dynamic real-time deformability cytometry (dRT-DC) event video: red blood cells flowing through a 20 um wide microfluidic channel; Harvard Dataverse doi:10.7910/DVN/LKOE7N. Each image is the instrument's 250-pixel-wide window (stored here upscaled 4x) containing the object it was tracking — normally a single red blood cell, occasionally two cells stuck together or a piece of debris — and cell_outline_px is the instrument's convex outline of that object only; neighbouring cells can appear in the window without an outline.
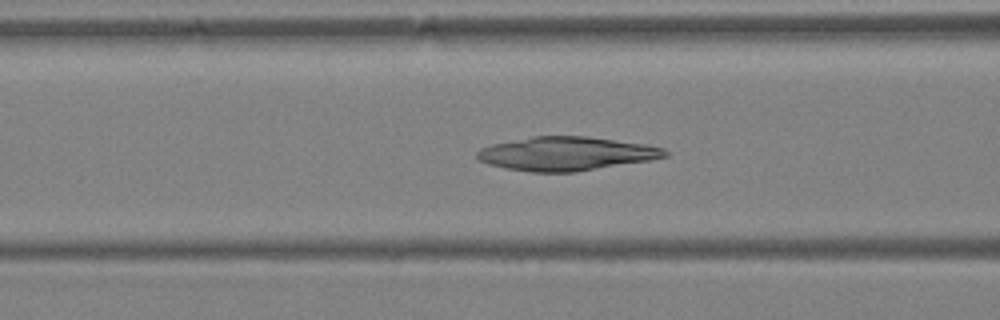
{"species": "Egyptian fruit bat (a non-hibernating species)", "species_latin": "Rousettus aegyptiacus", "temperature_condition": "warm", "stored_images_in_passage": 36, "camera_frame_rate_fps": 3000, "um_per_image_px": 0.085, "animal": {"sex": "female"}, "frame": {"image": 1, "passage_image": 11, "time_ms": 3.333, "image_size_px": [1000, 320], "cell_outline_px": [[668, 156], [652, 160], [576, 172], [532, 172], [504, 168], [488, 164], [480, 160], [476, 156], [476, 152], [480, 148], [492, 144], [532, 136], [588, 136], [644, 144], [664, 148], [668, 152]], "centroid_in_image_um": [48.14, 13.06], "position_along_channel_um": 118.5, "area_um2": 37.05}}
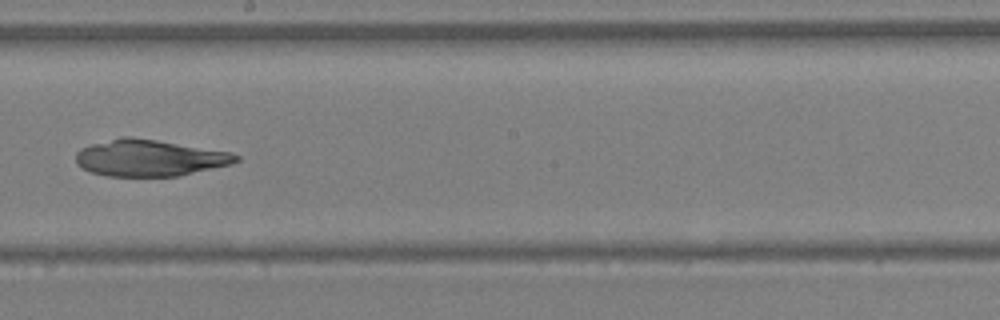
{"frame": {"image": 2, "passage_image": 18, "time_ms": 5.667, "image_size_px": [1000, 320], "cell_outline_px": [[240, 160], [232, 164], [180, 176], [108, 176], [92, 172], [76, 164], [76, 152], [80, 148], [92, 144], [124, 136], [132, 136], [232, 152], [240, 156]], "centroid_in_image_um": [12.74, 13.42], "position_along_channel_um": 235.5, "area_um2": 34.16}}
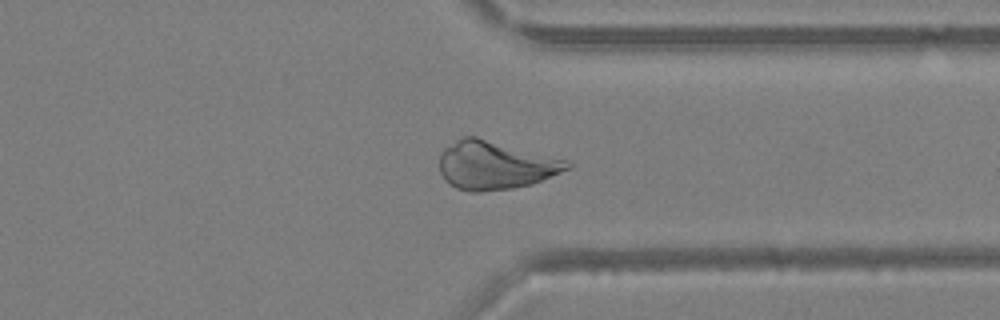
{"frame": {"image": 3, "passage_image": 26, "time_ms": 8.333, "image_size_px": [1000, 320], "cell_outline_px": [[572, 168], [532, 184], [512, 188], [480, 192], [468, 192], [456, 188], [448, 184], [444, 180], [440, 172], [440, 152], [444, 148], [456, 140], [464, 136], [476, 136], [568, 160], [572, 164]], "centroid_in_image_um": [42.09, 14.05], "position_along_channel_um": 369.3, "area_um2": 36.24}}